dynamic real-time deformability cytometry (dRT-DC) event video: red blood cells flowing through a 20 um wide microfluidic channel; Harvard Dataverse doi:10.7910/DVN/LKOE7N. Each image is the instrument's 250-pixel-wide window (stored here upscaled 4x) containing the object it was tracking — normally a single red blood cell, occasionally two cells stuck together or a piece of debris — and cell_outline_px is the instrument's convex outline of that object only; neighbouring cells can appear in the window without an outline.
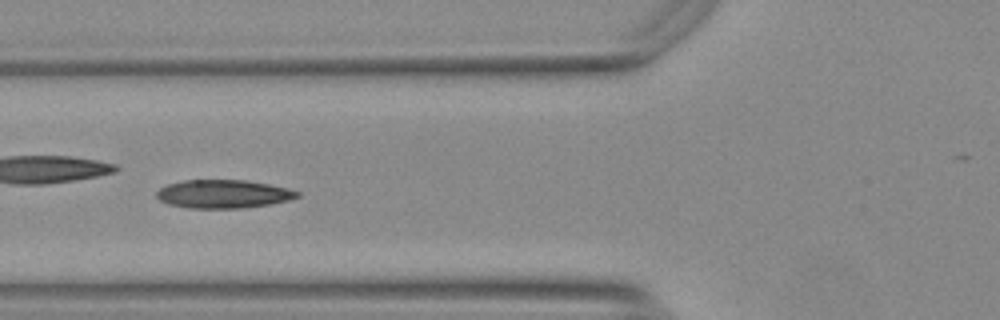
{"species": "Egyptian fruit bat (a non-hibernating species)", "species_latin": "Rousettus aegyptiacus", "temperature_condition": "warm", "stored_images_in_passage": 42, "camera_frame_rate_fps": 3000, "um_per_image_px": 0.085, "animal": {"sex": "female"}, "frame": {"image": 1, "passage_image": 7, "time_ms": 2.0, "image_size_px": [1000, 320], "cell_outline_px": [[300, 196], [288, 200], [268, 204], [240, 208], [188, 208], [168, 204], [160, 200], [156, 196], [156, 192], [160, 188], [168, 184], [184, 180], [248, 180], [288, 188], [300, 192]], "centroid_in_image_um": [18.97, 16.48], "position_along_channel_um": 106.8, "area_um2": 23.18}}
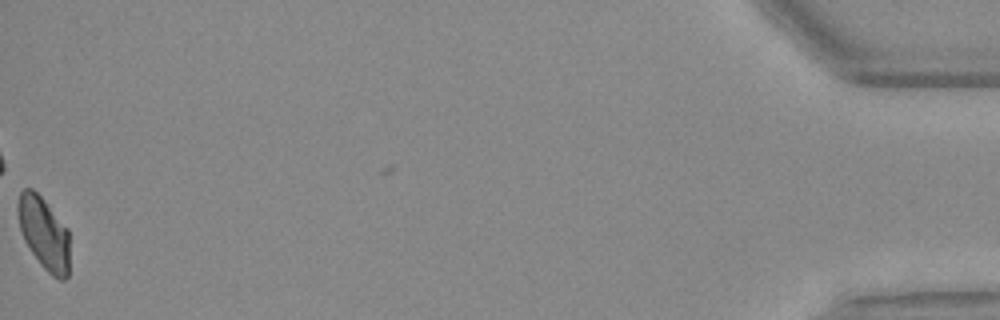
{"frame": {"image": 2, "passage_image": 41, "time_ms": 13.333, "image_size_px": [1000, 320], "cell_outline_px": [[68, 276], [64, 280], [60, 280], [52, 276], [40, 264], [24, 240], [20, 228], [16, 212], [16, 208], [20, 192], [24, 188], [32, 188], [44, 200], [68, 228]], "centroid_in_image_um": [3.71, 19.81], "position_along_channel_um": 431.5, "area_um2": 21.79}, "authors_computed_cell_mechanics": {"area_um2": 22.9755, "velocity_mm_per_s": 3.7441, "shape_relaxation_time_tau1_ms": 5.4459, "shape_relaxation_time_tau2_ms": 2.7507, "deformation_change_tau1": 0.1461, "deformation_change_tau2": 0.0748}}